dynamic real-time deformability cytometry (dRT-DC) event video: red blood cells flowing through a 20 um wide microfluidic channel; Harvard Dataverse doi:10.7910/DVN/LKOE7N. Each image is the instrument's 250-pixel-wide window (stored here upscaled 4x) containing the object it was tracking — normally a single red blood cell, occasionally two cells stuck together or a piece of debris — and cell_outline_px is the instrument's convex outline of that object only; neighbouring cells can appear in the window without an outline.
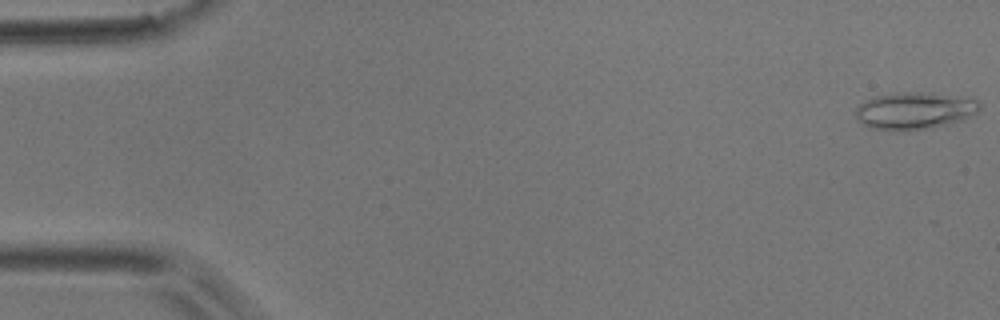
{"species": "common noctule bat (a hibernating species)", "species_latin": "Nyctalus noctula", "temperature_condition": "room temperature", "stored_images_in_passage": 51, "camera_frame_rate_fps": 3000, "um_per_image_px": 0.085, "animal": {"sex": "male", "body_mass_g": 17.9}, "frame": {"image": 1, "passage_image": 1, "time_ms": 0.0, "image_size_px": [1000, 320], "cell_outline_px": [[980, 108], [976, 112], [960, 120], [948, 124], [932, 128], [900, 132], [872, 128], [856, 120], [856, 108], [864, 100], [872, 96], [904, 92], [916, 92], [980, 100]], "centroid_in_image_um": [77.66, 9.43], "position_along_channel_um": 7.3, "area_um2": 26.65}}
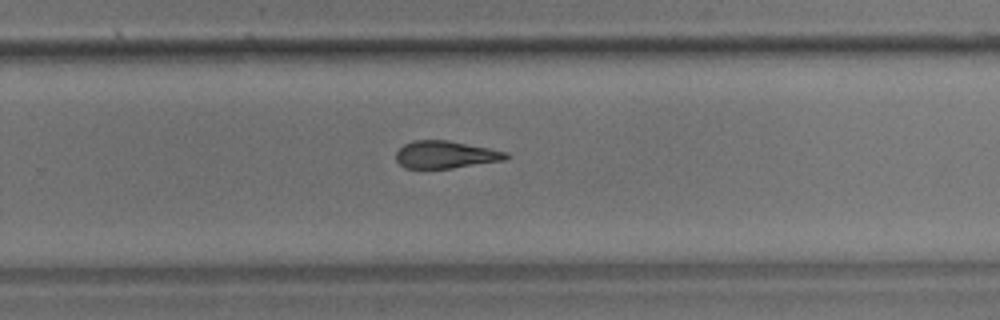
{"frame": {"image": 2, "passage_image": 33, "time_ms": 10.667, "image_size_px": [1000, 320], "cell_outline_px": [[512, 156], [504, 160], [452, 168], [404, 168], [396, 160], [396, 152], [404, 144], [412, 140], [448, 140], [508, 152]], "centroid_in_image_um": [37.87, 13.14], "position_along_channel_um": 291.9, "area_um2": 17.57}}
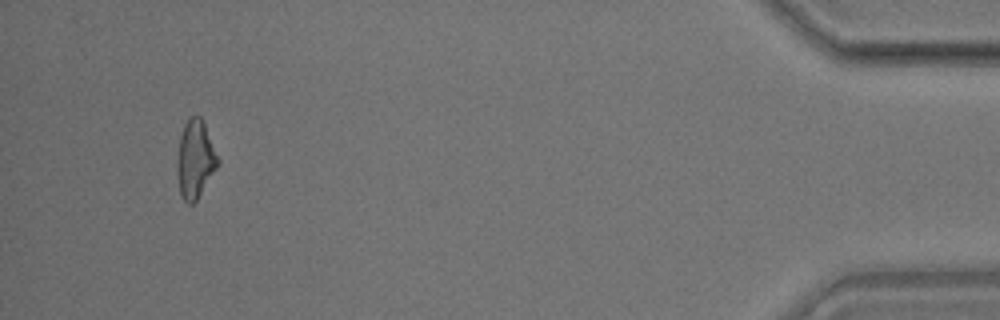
{"frame": {"image": 3, "passage_image": 48, "time_ms": 15.667, "image_size_px": [1000, 320], "cell_outline_px": [[220, 164], [196, 200], [192, 204], [188, 204], [180, 196], [176, 164], [176, 160], [180, 136], [184, 124], [192, 116], [200, 116], [204, 124], [220, 160]], "centroid_in_image_um": [16.59, 13.56], "position_along_channel_um": 418.6, "area_um2": 18.5}}